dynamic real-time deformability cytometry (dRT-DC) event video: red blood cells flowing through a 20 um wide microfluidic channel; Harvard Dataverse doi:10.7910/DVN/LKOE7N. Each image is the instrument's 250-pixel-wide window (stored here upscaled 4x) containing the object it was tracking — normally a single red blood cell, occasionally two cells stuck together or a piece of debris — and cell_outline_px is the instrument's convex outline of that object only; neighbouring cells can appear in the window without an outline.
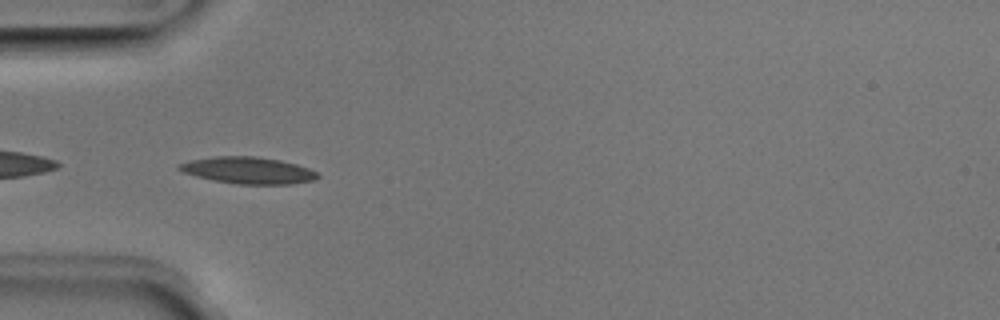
{"species": "Egyptian fruit bat (a non-hibernating species)", "species_latin": "Rousettus aegyptiacus", "temperature_condition": "room temperature", "stored_images_in_passage": 36, "camera_frame_rate_fps": 3000, "um_per_image_px": 0.085, "animal": {"sex": "male"}, "frame": {"image": 1, "passage_image": 1, "time_ms": 0.0, "image_size_px": [1000, 320], "cell_outline_px": [[320, 176], [316, 180], [292, 184], [240, 184], [216, 180], [196, 176], [184, 172], [176, 168], [176, 164], [192, 160], [216, 156], [256, 156], [280, 160], [296, 164], [308, 168], [316, 172]], "centroid_in_image_um": [21.11, 14.48], "position_along_channel_um": 63.9, "area_um2": 21.44}}
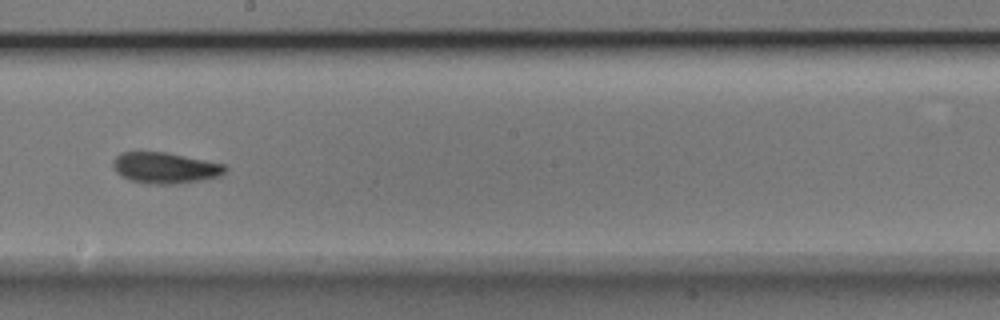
{"frame": {"image": 2, "passage_image": 14, "time_ms": 4.333, "image_size_px": [1000, 320], "cell_outline_px": [[228, 168], [220, 176], [200, 180], [176, 184], [148, 184], [132, 180], [116, 172], [112, 164], [116, 156], [120, 152], [164, 152], [224, 164]], "centroid_in_image_um": [14.03, 14.27], "position_along_channel_um": 234.2, "area_um2": 20.0}}
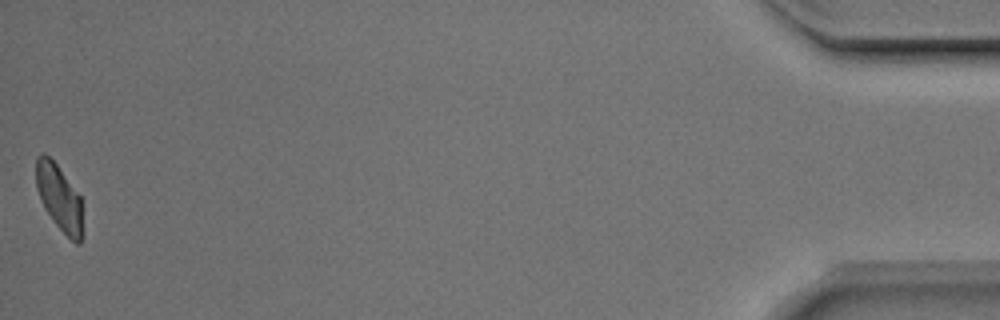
{"frame": {"image": 3, "passage_image": 36, "time_ms": 11.667, "image_size_px": [1000, 320], "cell_outline_px": [[84, 236], [80, 244], [76, 244], [56, 224], [44, 208], [40, 200], [36, 188], [36, 156], [40, 152], [44, 152], [56, 164], [80, 196]], "centroid_in_image_um": [5.04, 16.82], "position_along_channel_um": 430.2, "area_um2": 18.03}, "authors_computed_cell_mechanics": {"area_um2": 19.5942, "velocity_mm_per_s": 3.9618, "shape_relaxation_time_tau1_ms": 5.1558, "shape_relaxation_time_tau2_ms": 4.3002, "deformation_change_tau1": 0.1547, "deformation_change_tau2": 0.1115}}